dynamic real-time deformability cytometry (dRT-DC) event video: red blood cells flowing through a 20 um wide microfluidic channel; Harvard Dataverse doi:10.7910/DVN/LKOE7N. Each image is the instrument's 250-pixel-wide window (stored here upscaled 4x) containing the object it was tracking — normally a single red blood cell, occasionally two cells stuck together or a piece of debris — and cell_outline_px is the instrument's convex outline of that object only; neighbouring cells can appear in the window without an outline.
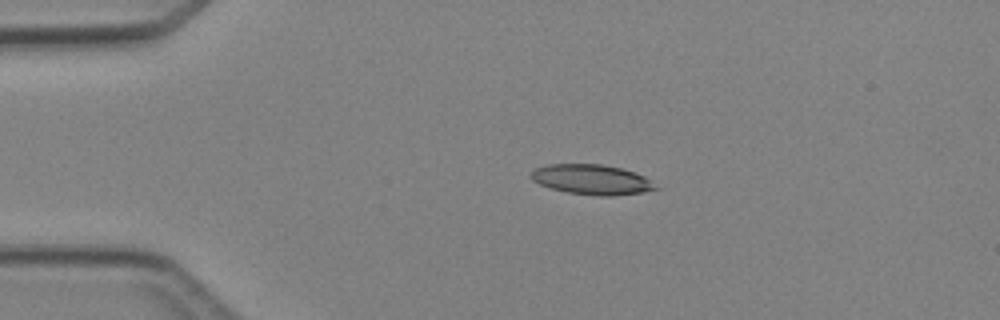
{"species": "Egyptian fruit bat (a non-hibernating species)", "species_latin": "Rousettus aegyptiacus", "temperature_condition": "cold", "stored_images_in_passage": 3, "camera_frame_rate_fps": 3000, "um_per_image_px": 0.085, "animal": {"sex": "female"}, "frame": {"image": 1, "passage_image": 2, "time_ms": 1.333, "image_size_px": [1000, 320], "cell_outline_px": [[660, 188], [644, 192], [612, 196], [600, 196], [568, 192], [552, 188], [540, 184], [532, 180], [528, 176], [536, 168], [548, 164], [600, 164], [620, 168], [636, 172], [644, 176]], "centroid_in_image_um": [50.31, 15.26], "position_along_channel_um": 34.7, "area_um2": 21.73}}